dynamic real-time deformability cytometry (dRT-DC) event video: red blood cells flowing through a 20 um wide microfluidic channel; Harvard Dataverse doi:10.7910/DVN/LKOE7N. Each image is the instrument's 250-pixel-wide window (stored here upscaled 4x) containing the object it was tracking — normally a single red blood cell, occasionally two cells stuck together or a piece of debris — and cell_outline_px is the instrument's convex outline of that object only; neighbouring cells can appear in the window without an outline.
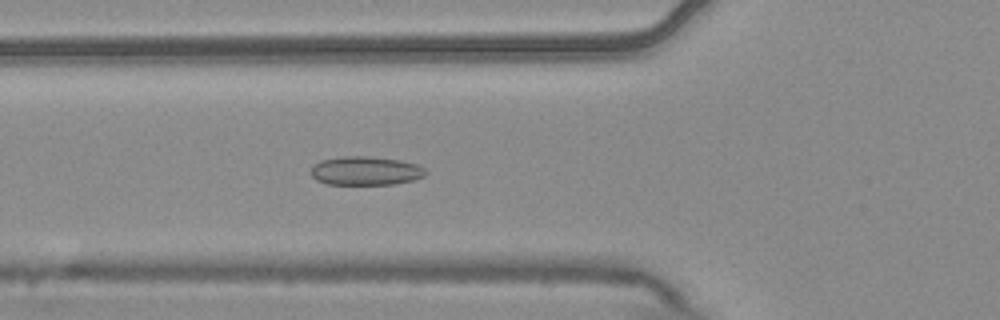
{"species": "common noctule bat (a hibernating species)", "species_latin": "Nyctalus noctula", "temperature_condition": "warm", "stored_images_in_passage": 5, "camera_frame_rate_fps": 3000, "um_per_image_px": 0.085, "animal": {"sex": "male", "body_mass_g": 20.4}, "frame": {"image": 1, "passage_image": 5, "time_ms": 1.333, "image_size_px": [1000, 320], "cell_outline_px": [[428, 172], [424, 176], [412, 180], [392, 184], [324, 184], [316, 180], [312, 176], [312, 164], [320, 160], [344, 156], [368, 156], [400, 160], [416, 164], [424, 168]], "centroid_in_image_um": [31.05, 14.51], "position_along_channel_um": 94.7, "area_um2": 19.25}}